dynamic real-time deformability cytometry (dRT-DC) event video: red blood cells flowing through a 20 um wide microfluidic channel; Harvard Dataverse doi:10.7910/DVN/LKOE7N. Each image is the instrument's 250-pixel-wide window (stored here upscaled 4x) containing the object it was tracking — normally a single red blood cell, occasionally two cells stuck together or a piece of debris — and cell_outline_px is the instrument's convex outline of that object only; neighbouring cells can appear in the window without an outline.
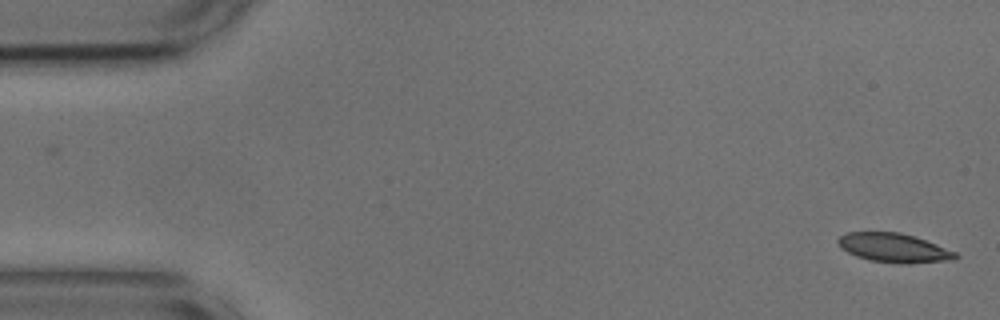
{"species": "common noctule bat (a hibernating species)", "species_latin": "Nyctalus noctula", "temperature_condition": "cold", "stored_images_in_passage": 54, "camera_frame_rate_fps": 3000, "um_per_image_px": 0.085, "animal": {"sex": "male", "body_mass_g": 17.9, "forearm_length_mm": 54.2}, "frame": {"image": 1, "passage_image": 1, "time_ms": 0.0, "image_size_px": [1000, 320], "cell_outline_px": [[960, 256], [956, 260], [908, 264], [900, 264], [868, 260], [856, 256], [840, 248], [836, 240], [844, 232], [900, 232], [936, 244], [956, 252]], "centroid_in_image_um": [75.97, 21.08], "position_along_channel_um": 9.0, "area_um2": 20.11}}
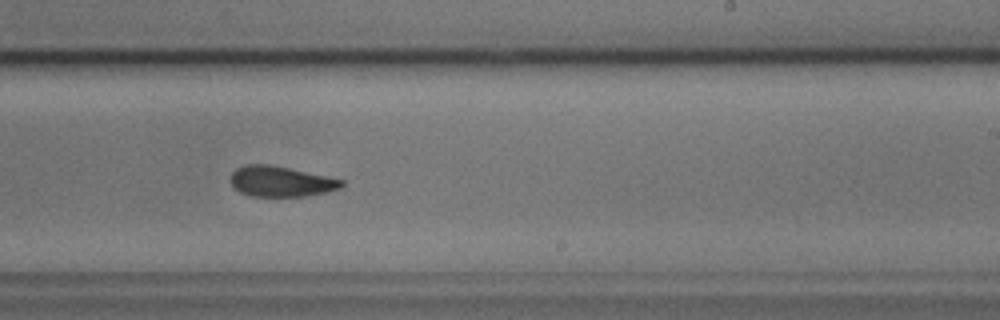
{"frame": {"image": 2, "passage_image": 32, "time_ms": 10.333, "image_size_px": [1000, 320], "cell_outline_px": [[344, 184], [340, 188], [324, 192], [304, 196], [252, 196], [240, 192], [232, 184], [232, 172], [236, 168], [244, 164], [268, 164], [328, 176], [344, 180]], "centroid_in_image_um": [23.88, 15.41], "position_along_channel_um": 265.1, "area_um2": 19.48}}
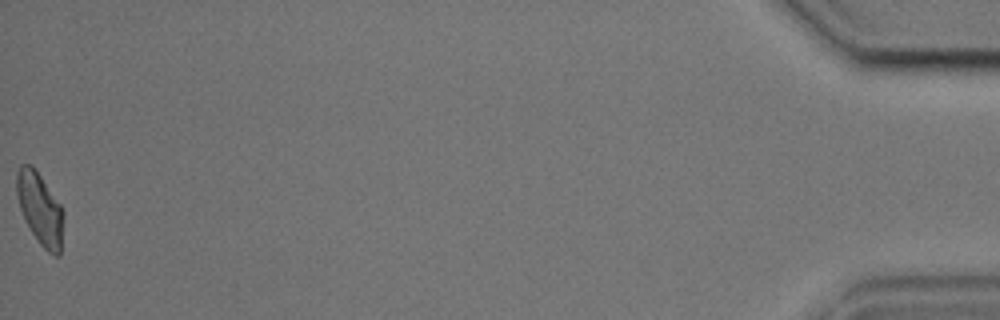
{"frame": {"image": 3, "passage_image": 54, "time_ms": 17.667, "image_size_px": [1000, 320], "cell_outline_px": [[64, 216], [60, 256], [56, 256], [48, 252], [40, 244], [32, 232], [20, 208], [16, 196], [16, 172], [20, 164], [32, 164], [60, 204], [64, 212]], "centroid_in_image_um": [3.4, 17.73], "position_along_channel_um": 431.8, "area_um2": 19.59}, "authors_computed_cell_mechanics": {"area_um2": 20.4901, "velocity_mm_per_s": 3.646, "shape_relaxation_time_tau1_ms": 4.0969, "shape_relaxation_time_tau2_ms": 2.9333, "deformation_change_tau1": 0.1169, "deformation_change_tau2": 0.0891}}